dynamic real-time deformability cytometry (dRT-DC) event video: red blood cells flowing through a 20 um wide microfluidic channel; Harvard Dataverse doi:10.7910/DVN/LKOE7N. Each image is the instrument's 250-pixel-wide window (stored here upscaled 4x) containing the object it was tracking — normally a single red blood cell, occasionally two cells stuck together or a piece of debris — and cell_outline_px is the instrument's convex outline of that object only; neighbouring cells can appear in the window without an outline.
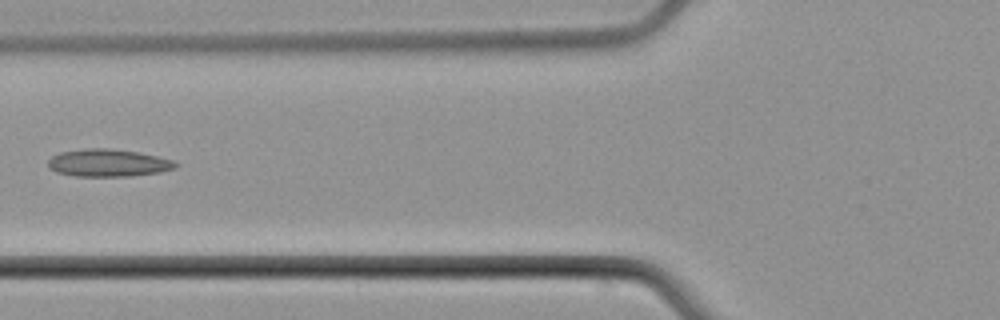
{"species": "common noctule bat (a hibernating species)", "species_latin": "Nyctalus noctula", "temperature_condition": "cold", "stored_images_in_passage": 5, "camera_frame_rate_fps": 3000, "um_per_image_px": 0.085, "animal": {"sex": "male", "body_mass_g": 21.5, "forearm_length_mm": 52.0}, "frame": {"image": 1, "passage_image": 5, "time_ms": 4.667, "image_size_px": [1000, 320], "cell_outline_px": [[180, 164], [176, 168], [160, 172], [132, 176], [72, 176], [56, 172], [48, 168], [48, 160], [52, 156], [60, 152], [88, 148], [108, 148], [136, 152], [156, 156], [172, 160]], "centroid_in_image_um": [9.18, 13.85], "position_along_channel_um": 116.6, "area_um2": 20.46}}